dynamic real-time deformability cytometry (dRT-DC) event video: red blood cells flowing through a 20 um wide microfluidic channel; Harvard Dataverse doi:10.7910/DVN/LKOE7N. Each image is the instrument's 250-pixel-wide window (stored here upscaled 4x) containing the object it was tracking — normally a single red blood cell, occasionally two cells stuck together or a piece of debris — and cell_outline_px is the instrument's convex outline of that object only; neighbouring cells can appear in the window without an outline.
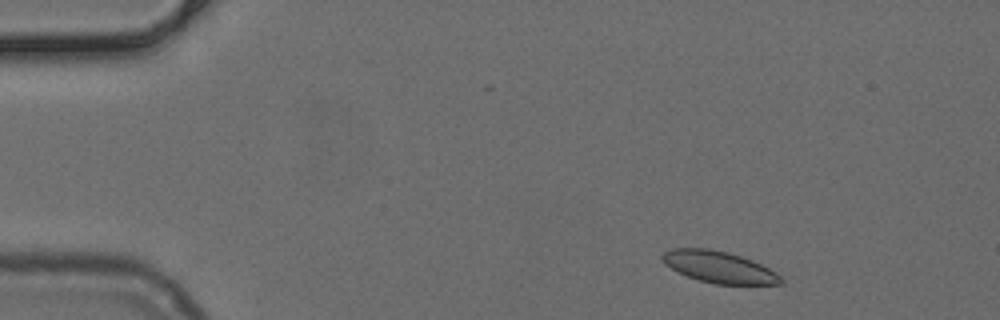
{"species": "common noctule bat (a hibernating species)", "species_latin": "Nyctalus noctula", "temperature_condition": "cold", "stored_images_in_passage": 48, "camera_frame_rate_fps": 3000, "um_per_image_px": 0.085, "animal": {"sex": "female", "body_mass_g": 24.6, "forearm_length_mm": 56.2}, "frame": {"image": 1, "passage_image": 4, "time_ms": 1.0, "image_size_px": [1000, 320], "cell_outline_px": [[784, 284], [716, 284], [700, 280], [688, 276], [664, 264], [660, 256], [664, 252], [672, 248], [708, 248], [728, 252], [752, 260], [776, 272], [784, 280]], "centroid_in_image_um": [61.12, 22.69], "position_along_channel_um": 23.9, "area_um2": 21.68}}
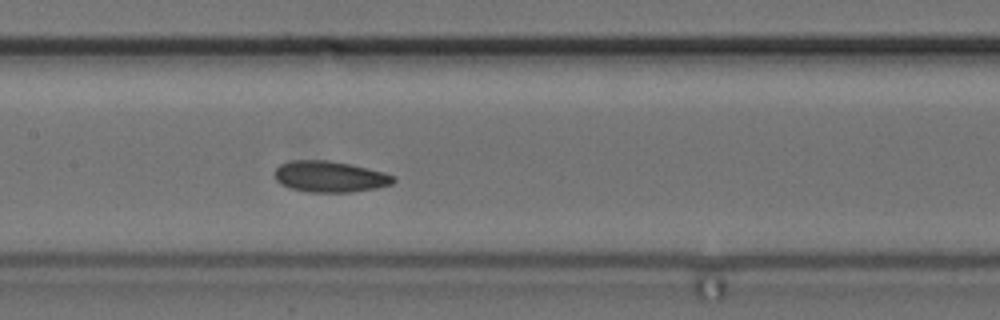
{"frame": {"image": 2, "passage_image": 22, "time_ms": 7.0, "image_size_px": [1000, 320], "cell_outline_px": [[396, 180], [392, 184], [376, 188], [352, 192], [308, 192], [288, 188], [280, 184], [276, 180], [276, 168], [280, 164], [292, 160], [328, 160], [348, 164], [384, 172], [396, 176]], "centroid_in_image_um": [28.04, 15.02], "position_along_channel_um": 179.4, "area_um2": 21.56}}
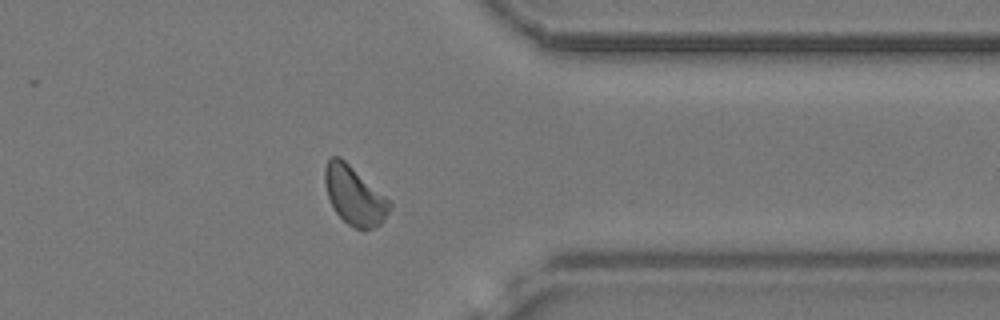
{"frame": {"image": 3, "passage_image": 38, "time_ms": 12.333, "image_size_px": [1000, 320], "cell_outline_px": [[392, 204], [384, 220], [380, 224], [372, 228], [356, 228], [348, 224], [332, 208], [324, 184], [324, 168], [328, 160], [332, 156], [340, 156], [384, 196]], "centroid_in_image_um": [30.08, 16.61], "position_along_channel_um": 381.3, "area_um2": 21.62}}